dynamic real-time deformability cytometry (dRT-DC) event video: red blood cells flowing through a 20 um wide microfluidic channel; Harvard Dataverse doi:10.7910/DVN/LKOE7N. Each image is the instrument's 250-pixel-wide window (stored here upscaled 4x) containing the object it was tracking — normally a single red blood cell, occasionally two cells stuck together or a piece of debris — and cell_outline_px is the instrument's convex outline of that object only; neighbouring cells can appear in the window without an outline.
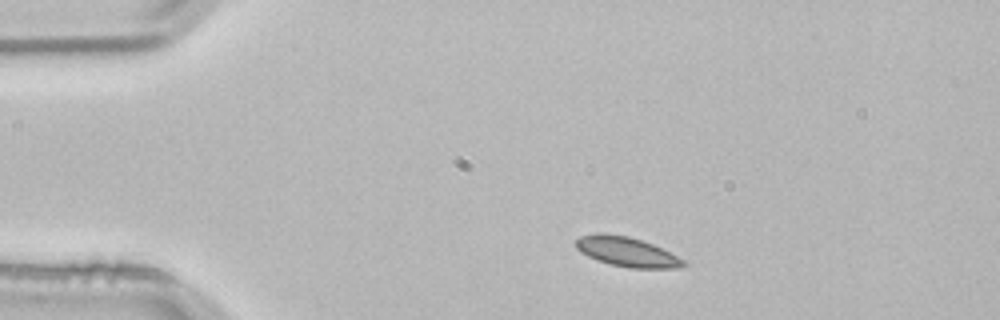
{"species": "common noctule bat (a hibernating species)", "species_latin": "Nyctalus noctula", "temperature_condition": "room temperature", "stored_images_in_passage": 2, "camera_frame_rate_fps": 3000, "um_per_image_px": 0.085, "animal": {"sex": "male", "body_mass_g": 21.5, "forearm_length_mm": 52.0}, "frame": {"image": 1, "passage_image": 1, "time_ms": 0.0, "image_size_px": [1000, 320], "cell_outline_px": [[688, 264], [684, 268], [628, 268], [608, 264], [596, 260], [580, 252], [576, 248], [576, 240], [580, 236], [596, 232], [604, 232], [628, 236], [652, 244], [684, 260]], "centroid_in_image_um": [53.25, 21.4], "position_along_channel_um": 31.8, "area_um2": 18.73}}